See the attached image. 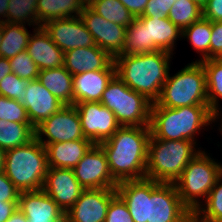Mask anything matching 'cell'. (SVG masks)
<instances>
[{
	"label": "cell",
	"instance_id": "1",
	"mask_svg": "<svg viewBox=\"0 0 222 222\" xmlns=\"http://www.w3.org/2000/svg\"><path fill=\"white\" fill-rule=\"evenodd\" d=\"M116 193L134 222H185L193 214L182 203L174 183L125 180L118 182Z\"/></svg>",
	"mask_w": 222,
	"mask_h": 222
},
{
	"label": "cell",
	"instance_id": "2",
	"mask_svg": "<svg viewBox=\"0 0 222 222\" xmlns=\"http://www.w3.org/2000/svg\"><path fill=\"white\" fill-rule=\"evenodd\" d=\"M150 136V126H121L109 139L99 143L117 182L146 178Z\"/></svg>",
	"mask_w": 222,
	"mask_h": 222
},
{
	"label": "cell",
	"instance_id": "3",
	"mask_svg": "<svg viewBox=\"0 0 222 222\" xmlns=\"http://www.w3.org/2000/svg\"><path fill=\"white\" fill-rule=\"evenodd\" d=\"M170 52L158 50L114 58L116 75L132 90L155 103L169 74Z\"/></svg>",
	"mask_w": 222,
	"mask_h": 222
},
{
	"label": "cell",
	"instance_id": "4",
	"mask_svg": "<svg viewBox=\"0 0 222 222\" xmlns=\"http://www.w3.org/2000/svg\"><path fill=\"white\" fill-rule=\"evenodd\" d=\"M215 114L209 105H192L178 108L158 106L152 103L151 134L159 140H190L200 128L210 125Z\"/></svg>",
	"mask_w": 222,
	"mask_h": 222
},
{
	"label": "cell",
	"instance_id": "5",
	"mask_svg": "<svg viewBox=\"0 0 222 222\" xmlns=\"http://www.w3.org/2000/svg\"><path fill=\"white\" fill-rule=\"evenodd\" d=\"M47 171V150L36 138L6 151L4 173L20 192L43 189Z\"/></svg>",
	"mask_w": 222,
	"mask_h": 222
},
{
	"label": "cell",
	"instance_id": "6",
	"mask_svg": "<svg viewBox=\"0 0 222 222\" xmlns=\"http://www.w3.org/2000/svg\"><path fill=\"white\" fill-rule=\"evenodd\" d=\"M196 141L190 140H159L152 134L148 143V159L146 179L159 183H174L197 155Z\"/></svg>",
	"mask_w": 222,
	"mask_h": 222
},
{
	"label": "cell",
	"instance_id": "7",
	"mask_svg": "<svg viewBox=\"0 0 222 222\" xmlns=\"http://www.w3.org/2000/svg\"><path fill=\"white\" fill-rule=\"evenodd\" d=\"M155 103L169 108L209 105L206 72L202 63L196 60L174 76L168 74Z\"/></svg>",
	"mask_w": 222,
	"mask_h": 222
},
{
	"label": "cell",
	"instance_id": "8",
	"mask_svg": "<svg viewBox=\"0 0 222 222\" xmlns=\"http://www.w3.org/2000/svg\"><path fill=\"white\" fill-rule=\"evenodd\" d=\"M221 174L222 165L200 150L174 182L182 203L194 213L201 206L198 199L207 198Z\"/></svg>",
	"mask_w": 222,
	"mask_h": 222
},
{
	"label": "cell",
	"instance_id": "9",
	"mask_svg": "<svg viewBox=\"0 0 222 222\" xmlns=\"http://www.w3.org/2000/svg\"><path fill=\"white\" fill-rule=\"evenodd\" d=\"M100 103L115 114L121 126H150L152 102L117 75L108 83Z\"/></svg>",
	"mask_w": 222,
	"mask_h": 222
},
{
	"label": "cell",
	"instance_id": "10",
	"mask_svg": "<svg viewBox=\"0 0 222 222\" xmlns=\"http://www.w3.org/2000/svg\"><path fill=\"white\" fill-rule=\"evenodd\" d=\"M45 135L48 140L42 139ZM35 138L46 147L48 144L86 139L75 105H65L51 117L35 127Z\"/></svg>",
	"mask_w": 222,
	"mask_h": 222
},
{
	"label": "cell",
	"instance_id": "11",
	"mask_svg": "<svg viewBox=\"0 0 222 222\" xmlns=\"http://www.w3.org/2000/svg\"><path fill=\"white\" fill-rule=\"evenodd\" d=\"M81 121L83 135L94 144L109 139L120 127L115 114L100 102L74 104Z\"/></svg>",
	"mask_w": 222,
	"mask_h": 222
},
{
	"label": "cell",
	"instance_id": "12",
	"mask_svg": "<svg viewBox=\"0 0 222 222\" xmlns=\"http://www.w3.org/2000/svg\"><path fill=\"white\" fill-rule=\"evenodd\" d=\"M75 177L84 189H116L118 182L112 177L105 152L94 144L73 168Z\"/></svg>",
	"mask_w": 222,
	"mask_h": 222
},
{
	"label": "cell",
	"instance_id": "13",
	"mask_svg": "<svg viewBox=\"0 0 222 222\" xmlns=\"http://www.w3.org/2000/svg\"><path fill=\"white\" fill-rule=\"evenodd\" d=\"M80 18L98 47L106 51L113 59L122 55L127 27L107 21L88 5H84Z\"/></svg>",
	"mask_w": 222,
	"mask_h": 222
},
{
	"label": "cell",
	"instance_id": "14",
	"mask_svg": "<svg viewBox=\"0 0 222 222\" xmlns=\"http://www.w3.org/2000/svg\"><path fill=\"white\" fill-rule=\"evenodd\" d=\"M42 27L64 53L74 48L96 45L80 16L54 19L46 22Z\"/></svg>",
	"mask_w": 222,
	"mask_h": 222
},
{
	"label": "cell",
	"instance_id": "15",
	"mask_svg": "<svg viewBox=\"0 0 222 222\" xmlns=\"http://www.w3.org/2000/svg\"><path fill=\"white\" fill-rule=\"evenodd\" d=\"M116 189H84L65 213L67 222H105L107 209Z\"/></svg>",
	"mask_w": 222,
	"mask_h": 222
},
{
	"label": "cell",
	"instance_id": "16",
	"mask_svg": "<svg viewBox=\"0 0 222 222\" xmlns=\"http://www.w3.org/2000/svg\"><path fill=\"white\" fill-rule=\"evenodd\" d=\"M42 190L66 213L84 188L75 177L73 169L48 167Z\"/></svg>",
	"mask_w": 222,
	"mask_h": 222
},
{
	"label": "cell",
	"instance_id": "17",
	"mask_svg": "<svg viewBox=\"0 0 222 222\" xmlns=\"http://www.w3.org/2000/svg\"><path fill=\"white\" fill-rule=\"evenodd\" d=\"M18 208L28 222H62L65 219L62 209L42 189L22 191Z\"/></svg>",
	"mask_w": 222,
	"mask_h": 222
},
{
	"label": "cell",
	"instance_id": "18",
	"mask_svg": "<svg viewBox=\"0 0 222 222\" xmlns=\"http://www.w3.org/2000/svg\"><path fill=\"white\" fill-rule=\"evenodd\" d=\"M26 91L22 104L26 108L28 119L34 127L65 106L38 80L29 81Z\"/></svg>",
	"mask_w": 222,
	"mask_h": 222
},
{
	"label": "cell",
	"instance_id": "19",
	"mask_svg": "<svg viewBox=\"0 0 222 222\" xmlns=\"http://www.w3.org/2000/svg\"><path fill=\"white\" fill-rule=\"evenodd\" d=\"M72 75L102 69H116L114 59L97 45L74 48L64 54V65Z\"/></svg>",
	"mask_w": 222,
	"mask_h": 222
},
{
	"label": "cell",
	"instance_id": "20",
	"mask_svg": "<svg viewBox=\"0 0 222 222\" xmlns=\"http://www.w3.org/2000/svg\"><path fill=\"white\" fill-rule=\"evenodd\" d=\"M116 69L87 71L73 75V105L82 102H100Z\"/></svg>",
	"mask_w": 222,
	"mask_h": 222
},
{
	"label": "cell",
	"instance_id": "21",
	"mask_svg": "<svg viewBox=\"0 0 222 222\" xmlns=\"http://www.w3.org/2000/svg\"><path fill=\"white\" fill-rule=\"evenodd\" d=\"M26 48L39 70L58 68L64 65V52L51 40L42 26L34 28Z\"/></svg>",
	"mask_w": 222,
	"mask_h": 222
},
{
	"label": "cell",
	"instance_id": "22",
	"mask_svg": "<svg viewBox=\"0 0 222 222\" xmlns=\"http://www.w3.org/2000/svg\"><path fill=\"white\" fill-rule=\"evenodd\" d=\"M93 145L89 139L48 144V167L73 169Z\"/></svg>",
	"mask_w": 222,
	"mask_h": 222
},
{
	"label": "cell",
	"instance_id": "23",
	"mask_svg": "<svg viewBox=\"0 0 222 222\" xmlns=\"http://www.w3.org/2000/svg\"><path fill=\"white\" fill-rule=\"evenodd\" d=\"M147 27L149 52L163 50L172 53L174 42L182 37V31L168 17H138Z\"/></svg>",
	"mask_w": 222,
	"mask_h": 222
},
{
	"label": "cell",
	"instance_id": "24",
	"mask_svg": "<svg viewBox=\"0 0 222 222\" xmlns=\"http://www.w3.org/2000/svg\"><path fill=\"white\" fill-rule=\"evenodd\" d=\"M37 80L64 105H73V75L64 66L40 70Z\"/></svg>",
	"mask_w": 222,
	"mask_h": 222
},
{
	"label": "cell",
	"instance_id": "25",
	"mask_svg": "<svg viewBox=\"0 0 222 222\" xmlns=\"http://www.w3.org/2000/svg\"><path fill=\"white\" fill-rule=\"evenodd\" d=\"M83 7L84 5L79 0H38V26L54 19L80 16ZM73 13L75 16L72 15Z\"/></svg>",
	"mask_w": 222,
	"mask_h": 222
},
{
	"label": "cell",
	"instance_id": "26",
	"mask_svg": "<svg viewBox=\"0 0 222 222\" xmlns=\"http://www.w3.org/2000/svg\"><path fill=\"white\" fill-rule=\"evenodd\" d=\"M35 138V127L31 123L0 120V147L5 151L22 146Z\"/></svg>",
	"mask_w": 222,
	"mask_h": 222
},
{
	"label": "cell",
	"instance_id": "27",
	"mask_svg": "<svg viewBox=\"0 0 222 222\" xmlns=\"http://www.w3.org/2000/svg\"><path fill=\"white\" fill-rule=\"evenodd\" d=\"M28 30L23 24L4 23L2 42L0 43V57L11 59L26 50L29 38Z\"/></svg>",
	"mask_w": 222,
	"mask_h": 222
},
{
	"label": "cell",
	"instance_id": "28",
	"mask_svg": "<svg viewBox=\"0 0 222 222\" xmlns=\"http://www.w3.org/2000/svg\"><path fill=\"white\" fill-rule=\"evenodd\" d=\"M206 72L207 99L209 108L219 116L218 99H222V58H213L200 61Z\"/></svg>",
	"mask_w": 222,
	"mask_h": 222
},
{
	"label": "cell",
	"instance_id": "29",
	"mask_svg": "<svg viewBox=\"0 0 222 222\" xmlns=\"http://www.w3.org/2000/svg\"><path fill=\"white\" fill-rule=\"evenodd\" d=\"M88 6L107 21L128 27L135 19L119 0H91Z\"/></svg>",
	"mask_w": 222,
	"mask_h": 222
},
{
	"label": "cell",
	"instance_id": "30",
	"mask_svg": "<svg viewBox=\"0 0 222 222\" xmlns=\"http://www.w3.org/2000/svg\"><path fill=\"white\" fill-rule=\"evenodd\" d=\"M211 34L212 22L203 17L182 30L181 36L188 38L196 51L202 52L203 57L198 62L210 59Z\"/></svg>",
	"mask_w": 222,
	"mask_h": 222
},
{
	"label": "cell",
	"instance_id": "31",
	"mask_svg": "<svg viewBox=\"0 0 222 222\" xmlns=\"http://www.w3.org/2000/svg\"><path fill=\"white\" fill-rule=\"evenodd\" d=\"M149 52L148 27L137 17L127 27L122 55H139Z\"/></svg>",
	"mask_w": 222,
	"mask_h": 222
},
{
	"label": "cell",
	"instance_id": "32",
	"mask_svg": "<svg viewBox=\"0 0 222 222\" xmlns=\"http://www.w3.org/2000/svg\"><path fill=\"white\" fill-rule=\"evenodd\" d=\"M222 174L210 190L205 200L206 207L201 205L193 216L198 222H222ZM220 183V184H219ZM201 217V218H200Z\"/></svg>",
	"mask_w": 222,
	"mask_h": 222
},
{
	"label": "cell",
	"instance_id": "33",
	"mask_svg": "<svg viewBox=\"0 0 222 222\" xmlns=\"http://www.w3.org/2000/svg\"><path fill=\"white\" fill-rule=\"evenodd\" d=\"M202 17V7L191 0H176L168 15V19L181 31Z\"/></svg>",
	"mask_w": 222,
	"mask_h": 222
},
{
	"label": "cell",
	"instance_id": "34",
	"mask_svg": "<svg viewBox=\"0 0 222 222\" xmlns=\"http://www.w3.org/2000/svg\"><path fill=\"white\" fill-rule=\"evenodd\" d=\"M37 2L38 0H10L7 9V19H0V21L23 25H25L26 21L29 25H38Z\"/></svg>",
	"mask_w": 222,
	"mask_h": 222
},
{
	"label": "cell",
	"instance_id": "35",
	"mask_svg": "<svg viewBox=\"0 0 222 222\" xmlns=\"http://www.w3.org/2000/svg\"><path fill=\"white\" fill-rule=\"evenodd\" d=\"M9 63L12 73L21 79L37 80L40 70L26 50L9 59Z\"/></svg>",
	"mask_w": 222,
	"mask_h": 222
},
{
	"label": "cell",
	"instance_id": "36",
	"mask_svg": "<svg viewBox=\"0 0 222 222\" xmlns=\"http://www.w3.org/2000/svg\"><path fill=\"white\" fill-rule=\"evenodd\" d=\"M28 82L16 74L10 73L0 81V95L22 103L26 96Z\"/></svg>",
	"mask_w": 222,
	"mask_h": 222
},
{
	"label": "cell",
	"instance_id": "37",
	"mask_svg": "<svg viewBox=\"0 0 222 222\" xmlns=\"http://www.w3.org/2000/svg\"><path fill=\"white\" fill-rule=\"evenodd\" d=\"M0 120L30 123L26 108L21 102L0 95Z\"/></svg>",
	"mask_w": 222,
	"mask_h": 222
},
{
	"label": "cell",
	"instance_id": "38",
	"mask_svg": "<svg viewBox=\"0 0 222 222\" xmlns=\"http://www.w3.org/2000/svg\"><path fill=\"white\" fill-rule=\"evenodd\" d=\"M105 222H134L125 202L118 194L111 199Z\"/></svg>",
	"mask_w": 222,
	"mask_h": 222
},
{
	"label": "cell",
	"instance_id": "39",
	"mask_svg": "<svg viewBox=\"0 0 222 222\" xmlns=\"http://www.w3.org/2000/svg\"><path fill=\"white\" fill-rule=\"evenodd\" d=\"M176 0H149L144 9V13L139 17H168L170 8Z\"/></svg>",
	"mask_w": 222,
	"mask_h": 222
},
{
	"label": "cell",
	"instance_id": "40",
	"mask_svg": "<svg viewBox=\"0 0 222 222\" xmlns=\"http://www.w3.org/2000/svg\"><path fill=\"white\" fill-rule=\"evenodd\" d=\"M20 191L10 181L4 172L0 173V201L1 202H18Z\"/></svg>",
	"mask_w": 222,
	"mask_h": 222
},
{
	"label": "cell",
	"instance_id": "41",
	"mask_svg": "<svg viewBox=\"0 0 222 222\" xmlns=\"http://www.w3.org/2000/svg\"><path fill=\"white\" fill-rule=\"evenodd\" d=\"M222 58V22H212L210 59Z\"/></svg>",
	"mask_w": 222,
	"mask_h": 222
},
{
	"label": "cell",
	"instance_id": "42",
	"mask_svg": "<svg viewBox=\"0 0 222 222\" xmlns=\"http://www.w3.org/2000/svg\"><path fill=\"white\" fill-rule=\"evenodd\" d=\"M202 16L211 22H222V0H208L202 7Z\"/></svg>",
	"mask_w": 222,
	"mask_h": 222
},
{
	"label": "cell",
	"instance_id": "43",
	"mask_svg": "<svg viewBox=\"0 0 222 222\" xmlns=\"http://www.w3.org/2000/svg\"><path fill=\"white\" fill-rule=\"evenodd\" d=\"M135 18L142 16L149 0H119Z\"/></svg>",
	"mask_w": 222,
	"mask_h": 222
},
{
	"label": "cell",
	"instance_id": "44",
	"mask_svg": "<svg viewBox=\"0 0 222 222\" xmlns=\"http://www.w3.org/2000/svg\"><path fill=\"white\" fill-rule=\"evenodd\" d=\"M18 208V202L0 201V222H6Z\"/></svg>",
	"mask_w": 222,
	"mask_h": 222
},
{
	"label": "cell",
	"instance_id": "45",
	"mask_svg": "<svg viewBox=\"0 0 222 222\" xmlns=\"http://www.w3.org/2000/svg\"><path fill=\"white\" fill-rule=\"evenodd\" d=\"M12 73L9 59L0 57V81L8 74Z\"/></svg>",
	"mask_w": 222,
	"mask_h": 222
},
{
	"label": "cell",
	"instance_id": "46",
	"mask_svg": "<svg viewBox=\"0 0 222 222\" xmlns=\"http://www.w3.org/2000/svg\"><path fill=\"white\" fill-rule=\"evenodd\" d=\"M6 222H28L25 215L17 208Z\"/></svg>",
	"mask_w": 222,
	"mask_h": 222
},
{
	"label": "cell",
	"instance_id": "47",
	"mask_svg": "<svg viewBox=\"0 0 222 222\" xmlns=\"http://www.w3.org/2000/svg\"><path fill=\"white\" fill-rule=\"evenodd\" d=\"M10 0H0V16L7 18V9L9 5Z\"/></svg>",
	"mask_w": 222,
	"mask_h": 222
},
{
	"label": "cell",
	"instance_id": "48",
	"mask_svg": "<svg viewBox=\"0 0 222 222\" xmlns=\"http://www.w3.org/2000/svg\"><path fill=\"white\" fill-rule=\"evenodd\" d=\"M5 154L6 151L0 147V173L4 172L5 169Z\"/></svg>",
	"mask_w": 222,
	"mask_h": 222
},
{
	"label": "cell",
	"instance_id": "49",
	"mask_svg": "<svg viewBox=\"0 0 222 222\" xmlns=\"http://www.w3.org/2000/svg\"><path fill=\"white\" fill-rule=\"evenodd\" d=\"M4 23L0 21V43L2 42Z\"/></svg>",
	"mask_w": 222,
	"mask_h": 222
},
{
	"label": "cell",
	"instance_id": "50",
	"mask_svg": "<svg viewBox=\"0 0 222 222\" xmlns=\"http://www.w3.org/2000/svg\"><path fill=\"white\" fill-rule=\"evenodd\" d=\"M197 3L199 6L203 7L208 0H191Z\"/></svg>",
	"mask_w": 222,
	"mask_h": 222
},
{
	"label": "cell",
	"instance_id": "51",
	"mask_svg": "<svg viewBox=\"0 0 222 222\" xmlns=\"http://www.w3.org/2000/svg\"><path fill=\"white\" fill-rule=\"evenodd\" d=\"M185 222H198V221L192 214Z\"/></svg>",
	"mask_w": 222,
	"mask_h": 222
},
{
	"label": "cell",
	"instance_id": "52",
	"mask_svg": "<svg viewBox=\"0 0 222 222\" xmlns=\"http://www.w3.org/2000/svg\"><path fill=\"white\" fill-rule=\"evenodd\" d=\"M83 5H88L91 0H79Z\"/></svg>",
	"mask_w": 222,
	"mask_h": 222
}]
</instances>
